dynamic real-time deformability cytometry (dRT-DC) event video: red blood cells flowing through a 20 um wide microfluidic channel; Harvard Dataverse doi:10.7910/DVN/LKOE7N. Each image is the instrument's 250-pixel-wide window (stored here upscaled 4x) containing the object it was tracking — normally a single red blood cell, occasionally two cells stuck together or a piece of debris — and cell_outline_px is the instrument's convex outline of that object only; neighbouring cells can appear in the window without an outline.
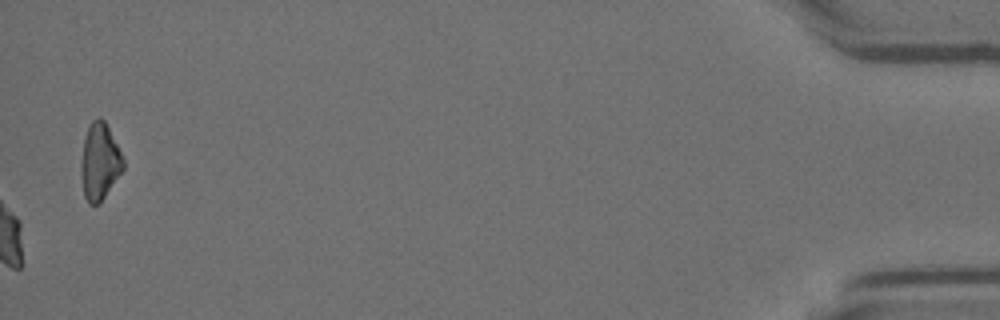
{"species": "Egyptian fruit bat (a non-hibernating species)", "species_latin": "Rousettus aegyptiacus", "temperature_condition": "room temperature", "stored_images_in_passage": 44, "camera_frame_rate_fps": 3000, "um_per_image_px": 0.085, "animal": {"sex": "female"}, "frame": {"image": 1, "passage_image": 44, "time_ms": 14.333, "image_size_px": [1000, 320], "cell_outline_px": [[124, 168], [100, 204], [88, 204], [84, 196], [80, 172], [80, 160], [84, 136], [92, 120], [100, 116], [104, 120], [124, 160]], "centroid_in_image_um": [8.44, 13.76], "position_along_channel_um": 426.8, "area_um2": 18.9}}